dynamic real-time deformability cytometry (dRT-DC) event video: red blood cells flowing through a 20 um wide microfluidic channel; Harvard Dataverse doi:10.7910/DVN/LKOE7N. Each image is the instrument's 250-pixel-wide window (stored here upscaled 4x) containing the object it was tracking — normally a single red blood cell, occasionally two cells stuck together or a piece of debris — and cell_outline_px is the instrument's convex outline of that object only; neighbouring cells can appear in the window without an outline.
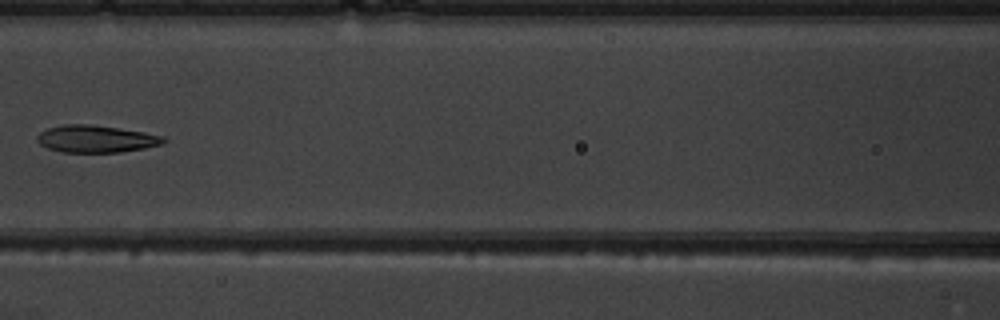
{"species": "common noctule bat (a hibernating species)", "species_latin": "Nyctalus noctula", "temperature_condition": "warm", "stored_images_in_passage": 7, "camera_frame_rate_fps": 3000, "um_per_image_px": 0.085, "animal": {"sex": "male", "body_mass_g": 19.5, "forearm_length_mm": 54.6}, "frame": {"image": 1, "passage_image": 7, "time_ms": 7.0, "image_size_px": [1000, 320], "cell_outline_px": [[168, 140], [164, 144], [144, 148], [120, 152], [64, 152], [48, 148], [40, 144], [36, 140], [36, 136], [40, 132], [48, 128], [64, 124], [92, 124], [144, 132], [164, 136]], "centroid_in_image_um": [8.18, 11.8], "position_along_channel_um": 158.4, "area_um2": 20.11}}